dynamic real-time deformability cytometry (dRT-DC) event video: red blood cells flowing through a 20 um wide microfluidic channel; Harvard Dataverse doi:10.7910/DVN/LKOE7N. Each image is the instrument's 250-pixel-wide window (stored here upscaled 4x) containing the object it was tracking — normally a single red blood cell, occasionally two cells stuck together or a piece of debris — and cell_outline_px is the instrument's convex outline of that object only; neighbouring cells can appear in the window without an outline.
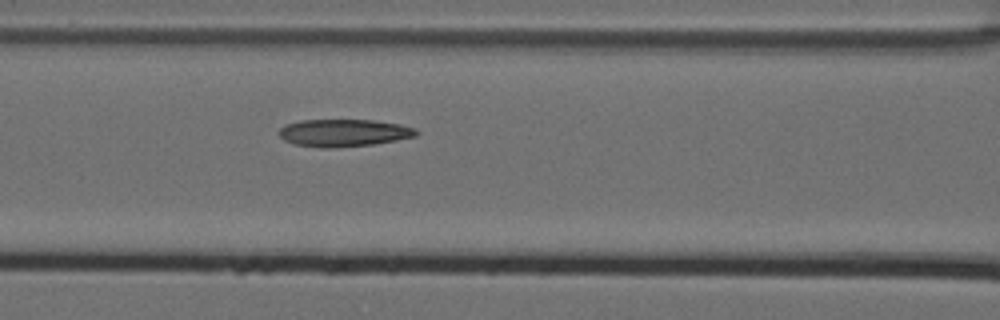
{"species": "Egyptian fruit bat (a non-hibernating species)", "species_latin": "Rousettus aegyptiacus", "temperature_condition": "cold", "stored_images_in_passage": 8, "camera_frame_rate_fps": 3000, "um_per_image_px": 0.085, "animal": {"sex": "female"}, "frame": {"image": 1, "passage_image": 8, "time_ms": 2.333, "image_size_px": [1000, 320], "cell_outline_px": [[420, 132], [416, 136], [396, 140], [372, 144], [332, 148], [320, 148], [296, 144], [284, 140], [280, 136], [280, 128], [284, 124], [300, 120], [376, 120], [400, 124], [416, 128]], "centroid_in_image_um": [29.23, 11.28], "position_along_channel_um": 137.4, "area_um2": 21.96}}